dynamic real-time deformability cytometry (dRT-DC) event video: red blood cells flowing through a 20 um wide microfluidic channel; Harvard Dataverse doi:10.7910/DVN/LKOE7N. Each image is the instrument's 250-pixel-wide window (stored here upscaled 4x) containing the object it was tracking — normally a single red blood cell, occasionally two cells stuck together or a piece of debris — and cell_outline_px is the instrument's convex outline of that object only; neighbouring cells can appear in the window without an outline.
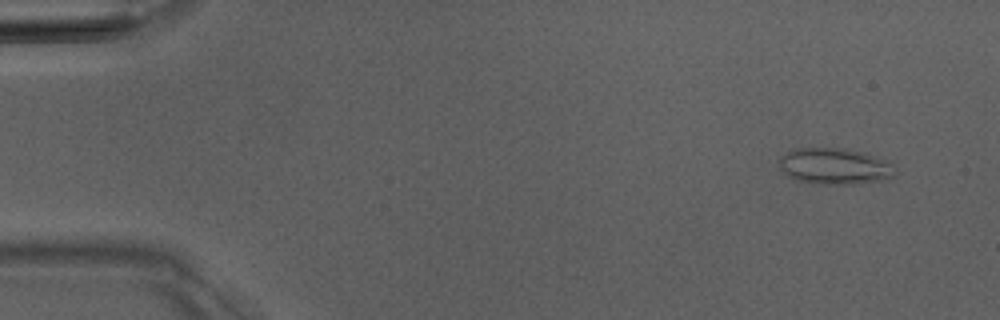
{"species": "Egyptian fruit bat (a non-hibernating species)", "species_latin": "Rousettus aegyptiacus", "temperature_condition": "room temperature", "stored_images_in_passage": 5, "camera_frame_rate_fps": 3000, "um_per_image_px": 0.085, "animal": {"sex": "male"}, "frame": {"image": 1, "passage_image": 1, "time_ms": 0.0, "image_size_px": [1000, 320], "cell_outline_px": [[896, 172], [888, 180], [860, 184], [820, 184], [796, 180], [788, 176], [780, 168], [780, 156], [796, 148], [844, 148], [864, 152], [892, 164]], "centroid_in_image_um": [70.97, 14.14], "position_along_channel_um": 14.0, "area_um2": 24.57}}
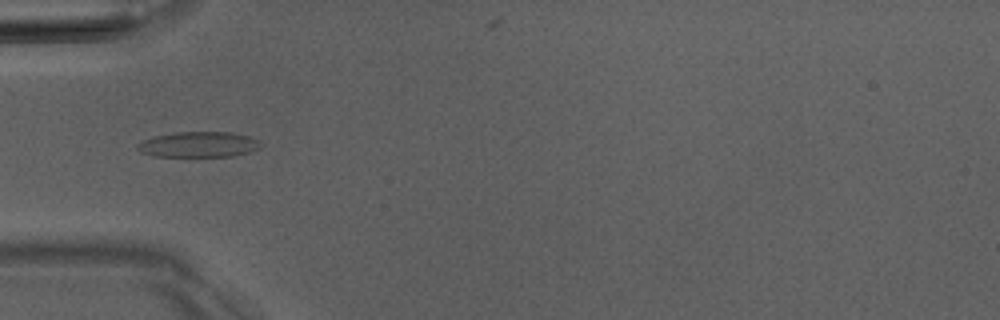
{"frame": {"image": 2, "passage_image": 4, "time_ms": 4.333, "image_size_px": [1000, 320], "cell_outline_px": [[264, 144], [260, 148], [248, 152], [232, 156], [156, 156], [140, 152], [136, 148], [136, 144], [144, 140], [156, 136], [176, 132], [232, 132], [248, 136], [260, 140]], "centroid_in_image_um": [16.92, 12.28], "position_along_channel_um": 68.1, "area_um2": 18.32}}